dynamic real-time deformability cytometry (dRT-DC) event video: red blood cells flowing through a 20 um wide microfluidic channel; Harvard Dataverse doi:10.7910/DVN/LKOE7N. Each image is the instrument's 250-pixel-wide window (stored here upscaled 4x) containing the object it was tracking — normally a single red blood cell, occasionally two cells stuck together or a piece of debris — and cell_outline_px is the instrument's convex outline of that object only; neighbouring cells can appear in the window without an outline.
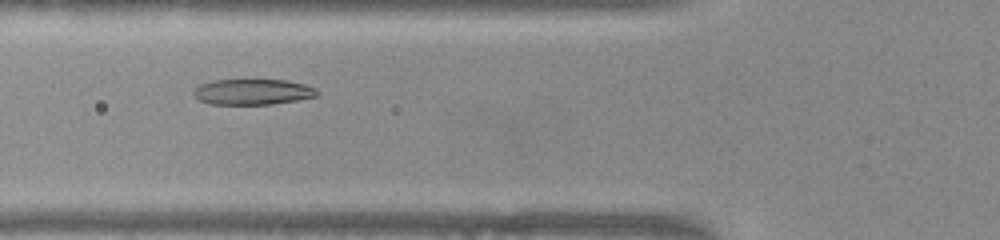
{"species": "common noctule bat (a hibernating species)", "species_latin": "Nyctalus noctula", "temperature_condition": "warm", "stored_images_in_passage": 43, "camera_frame_rate_fps": 3000, "um_per_image_px": 0.085, "animal": {"sex": "female", "body_mass_g": 22.0, "forearm_length_mm": 56.7}, "frame": {"image": 1, "passage_image": 10, "time_ms": 3.0, "image_size_px": [1000, 240], "cell_outline_px": [[320, 96], [272, 104], [208, 104], [200, 100], [192, 92], [200, 84], [212, 80], [288, 80], [304, 84], [316, 88], [320, 92]], "centroid_in_image_um": [21.52, 7.81], "position_along_channel_um": 104.3, "area_um2": 18.55}}
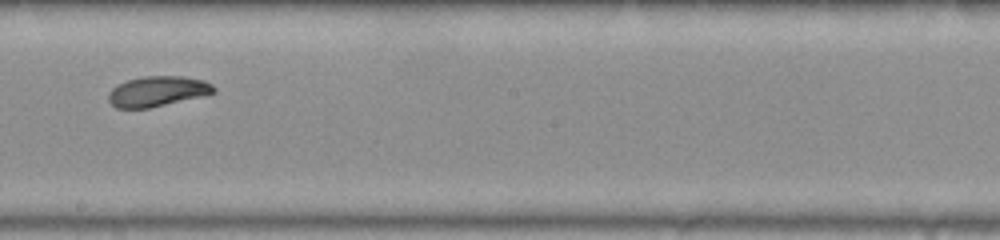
{"frame": {"image": 2, "passage_image": 20, "time_ms": 6.333, "image_size_px": [1000, 240], "cell_outline_px": [[216, 92], [204, 96], [148, 108], [116, 108], [108, 100], [108, 92], [112, 88], [128, 80], [144, 76], [184, 76], [204, 80], [212, 84], [216, 88]], "centroid_in_image_um": [13.42, 7.76], "position_along_channel_um": 234.8, "area_um2": 18.61}}
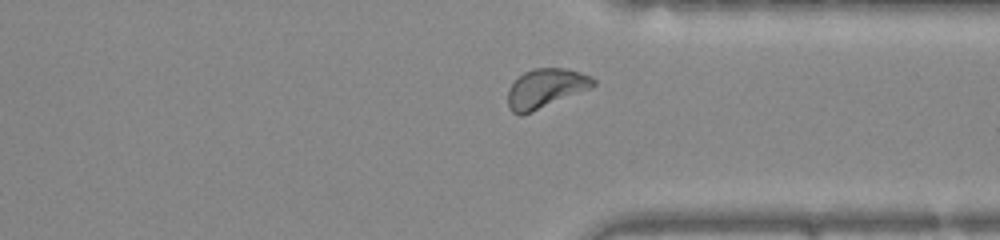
{"frame": {"image": 3, "passage_image": 30, "time_ms": 9.667, "image_size_px": [1000, 240], "cell_outline_px": [[596, 84], [592, 88], [532, 112], [520, 116], [512, 112], [508, 108], [508, 88], [524, 72], [532, 68], [564, 68], [580, 72], [592, 76], [596, 80]], "centroid_in_image_um": [46.39, 7.52], "position_along_channel_um": 365.0, "area_um2": 19.71}, "authors_computed_cell_mechanics": {"area_um2": 19.4786, "velocity_mm_per_s": 3.9209, "shape_relaxation_time_tau1_ms": 2.256, "shape_relaxation_time_tau2_ms": 4.3449, "deformation_change_tau1": 0.1292, "deformation_change_tau2": 0.0854}}